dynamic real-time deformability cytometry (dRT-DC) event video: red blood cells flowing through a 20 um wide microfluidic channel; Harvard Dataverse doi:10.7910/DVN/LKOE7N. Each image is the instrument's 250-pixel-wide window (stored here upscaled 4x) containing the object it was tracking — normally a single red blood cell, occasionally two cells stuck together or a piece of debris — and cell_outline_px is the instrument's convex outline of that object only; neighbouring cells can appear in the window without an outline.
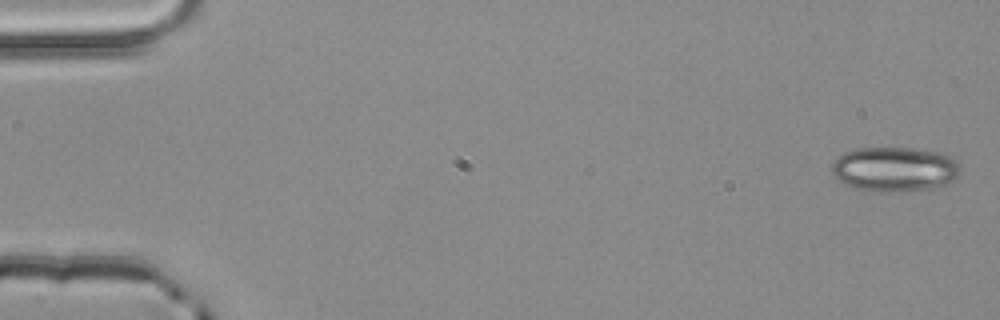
{"species": "common noctule bat (a hibernating species)", "species_latin": "Nyctalus noctula", "temperature_condition": "room temperature", "stored_images_in_passage": 3, "camera_frame_rate_fps": 3000, "um_per_image_px": 0.085, "animal": {"sex": "male", "body_mass_g": 20.4}, "frame": {"image": 1, "passage_image": 1, "time_ms": 0.0, "image_size_px": [1000, 320], "cell_outline_px": [[960, 172], [952, 180], [944, 184], [932, 188], [904, 192], [876, 192], [852, 188], [844, 184], [832, 172], [832, 164], [844, 152], [856, 148], [912, 148], [936, 152], [948, 156], [956, 160], [960, 164]], "centroid_in_image_um": [76.03, 14.4], "position_along_channel_um": 9.0, "area_um2": 33.47}}